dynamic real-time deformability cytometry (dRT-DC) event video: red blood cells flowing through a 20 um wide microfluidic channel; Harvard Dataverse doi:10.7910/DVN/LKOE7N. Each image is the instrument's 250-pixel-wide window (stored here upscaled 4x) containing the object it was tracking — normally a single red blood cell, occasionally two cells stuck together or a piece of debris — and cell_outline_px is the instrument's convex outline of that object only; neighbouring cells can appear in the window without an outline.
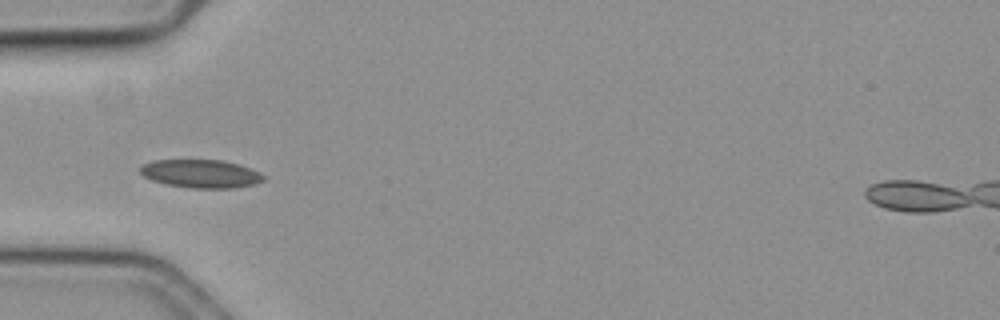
{"species": "common noctule bat (a hibernating species)", "species_latin": "Nyctalus noctula", "temperature_condition": "cold", "stored_images_in_passage": 40, "camera_frame_rate_fps": 3000, "um_per_image_px": 0.085, "animal": {"sex": "female", "body_mass_g": 19.3, "forearm_length_mm": 54.1}, "frame": {"image": 1, "passage_image": 1, "time_ms": 0.0, "image_size_px": [1000, 320], "cell_outline_px": [[268, 176], [264, 180], [256, 184], [236, 188], [188, 188], [164, 184], [152, 180], [144, 176], [140, 172], [140, 164], [152, 160], [220, 160], [236, 164], [260, 172]], "centroid_in_image_um": [17.07, 14.77], "position_along_channel_um": 67.9, "area_um2": 20.52}}
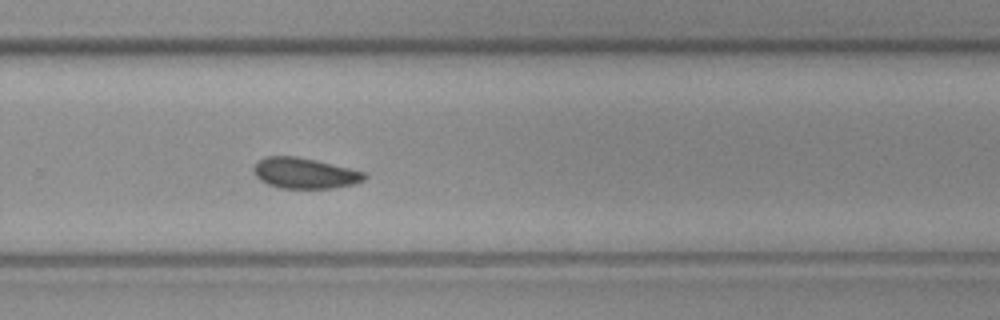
{"frame": {"image": 2, "passage_image": 21, "time_ms": 6.667, "image_size_px": [1000, 320], "cell_outline_px": [[368, 176], [364, 180], [352, 184], [332, 188], [280, 188], [268, 184], [260, 180], [252, 172], [252, 168], [260, 160], [268, 156], [296, 156], [316, 160], [368, 172]], "centroid_in_image_um": [25.92, 14.72], "position_along_channel_um": 303.9, "area_um2": 19.88}}
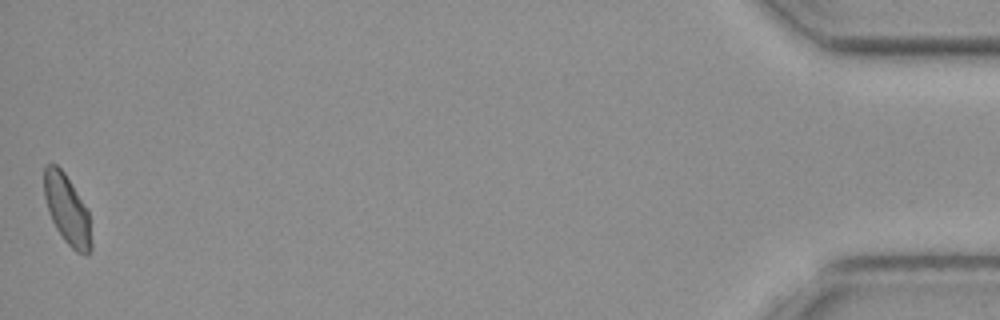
{"frame": {"image": 3, "passage_image": 40, "time_ms": 13.0, "image_size_px": [1000, 320], "cell_outline_px": [[92, 248], [84, 256], [76, 252], [64, 240], [56, 228], [48, 212], [44, 196], [44, 168], [48, 164], [56, 164], [64, 172], [88, 208], [92, 244]], "centroid_in_image_um": [5.72, 17.83], "position_along_channel_um": 429.5, "area_um2": 19.25}, "authors_computed_cell_mechanics": {"area_um2": 19.5653, "velocity_mm_per_s": 3.5564, "shape_relaxation_time_tau1_ms": 7.145, "shape_relaxation_time_tau2_ms": null, "deformation_change_tau1": 0.0844, "deformation_change_tau2": null}}